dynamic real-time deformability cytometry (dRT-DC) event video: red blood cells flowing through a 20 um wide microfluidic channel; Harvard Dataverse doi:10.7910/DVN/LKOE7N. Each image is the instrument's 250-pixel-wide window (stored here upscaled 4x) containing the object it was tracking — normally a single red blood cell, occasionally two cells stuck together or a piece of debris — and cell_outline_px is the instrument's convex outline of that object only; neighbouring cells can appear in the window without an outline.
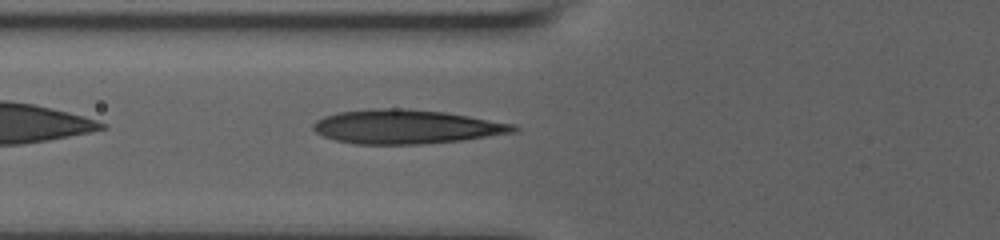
{"species": "human", "species_latin": "Homo sapiens", "temperature_condition": "room temperature", "stored_images_in_passage": 40, "camera_frame_rate_fps": 3000, "um_per_image_px": 0.085, "donor": {"sex": "male"}, "frame": {"image": 1, "passage_image": 5, "time_ms": 1.333, "image_size_px": [1000, 240], "cell_outline_px": [[520, 128], [516, 132], [460, 140], [424, 144], [356, 144], [336, 140], [324, 136], [316, 132], [312, 128], [312, 124], [316, 120], [324, 116], [340, 112], [372, 108], [404, 108], [444, 112], [516, 124]], "centroid_in_image_um": [34.53, 10.77], "position_along_channel_um": 91.3, "area_um2": 39.71}}
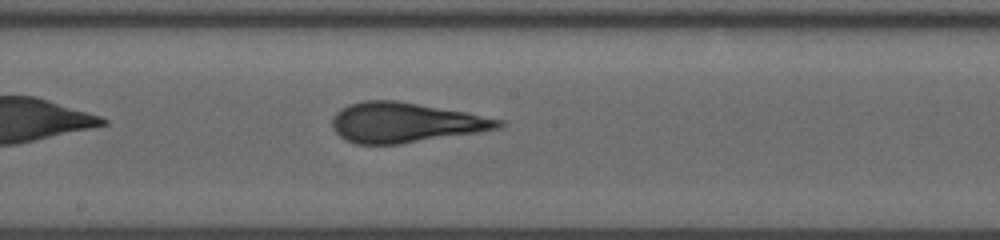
{"frame": {"image": 2, "passage_image": 15, "time_ms": 4.667, "image_size_px": [1000, 240], "cell_outline_px": [[504, 124], [500, 128], [480, 132], [400, 144], [356, 144], [344, 140], [332, 128], [332, 116], [340, 108], [348, 104], [364, 100], [396, 100], [464, 112], [504, 120]], "centroid_in_image_um": [34.4, 10.42], "position_along_channel_um": 213.8, "area_um2": 38.78}}
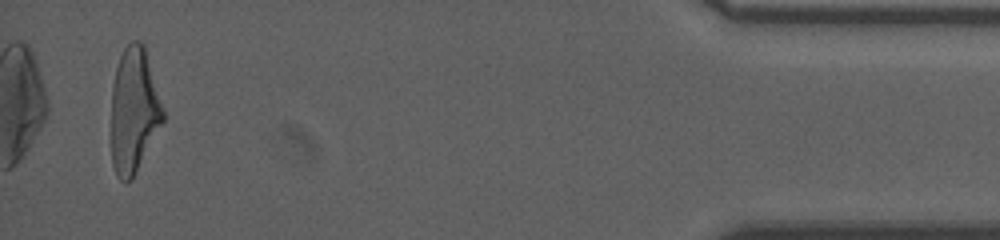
{"frame": {"image": 3, "passage_image": 38, "time_ms": 12.333, "image_size_px": [1000, 240], "cell_outline_px": [[164, 120], [136, 172], [128, 180], [120, 180], [116, 176], [112, 164], [112, 84], [116, 68], [120, 56], [124, 48], [132, 40], [140, 40], [144, 44], [164, 108]], "centroid_in_image_um": [11.39, 9.35], "position_along_channel_um": 423.8, "area_um2": 37.63}, "authors_computed_cell_mechanics": {"area_um2": 38.0035, "velocity_mm_per_s": 3.6475, "shape_relaxation_time_tau1_ms": 10.2343, "shape_relaxation_time_tau2_ms": 1.0147, "deformation_change_tau1": 0.3106, "deformation_change_tau2": 0.0815}}